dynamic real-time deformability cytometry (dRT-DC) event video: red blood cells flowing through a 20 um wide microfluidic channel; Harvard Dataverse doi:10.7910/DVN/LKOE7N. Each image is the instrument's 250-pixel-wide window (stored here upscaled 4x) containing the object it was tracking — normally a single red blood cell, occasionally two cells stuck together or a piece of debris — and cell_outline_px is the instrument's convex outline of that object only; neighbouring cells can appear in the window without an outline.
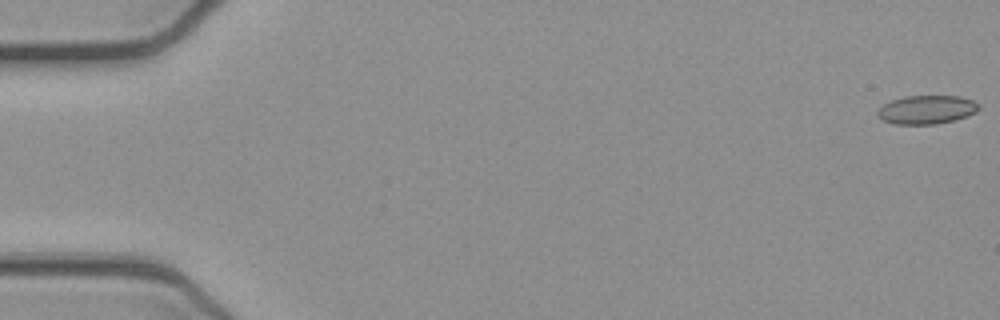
{"species": "common noctule bat (a hibernating species)", "species_latin": "Nyctalus noctula", "temperature_condition": "cold", "stored_images_in_passage": 53, "camera_frame_rate_fps": 3000, "um_per_image_px": 0.085, "animal": {"sex": "female", "body_mass_g": 21.9}, "frame": {"image": 1, "passage_image": 1, "time_ms": 0.0, "image_size_px": [1000, 320], "cell_outline_px": [[980, 108], [976, 112], [968, 116], [956, 120], [936, 124], [896, 124], [884, 120], [876, 116], [876, 112], [884, 104], [892, 100], [904, 96], [960, 96], [972, 100], [980, 104]], "centroid_in_image_um": [78.8, 9.32], "position_along_channel_um": 6.2, "area_um2": 16.99}}
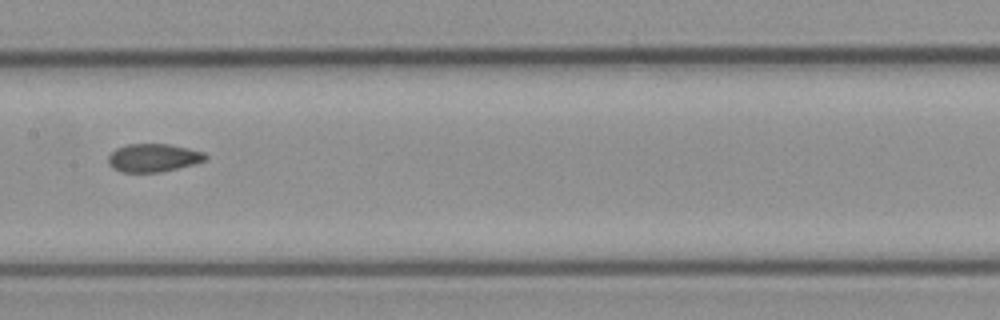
{"frame": {"image": 2, "passage_image": 27, "time_ms": 8.667, "image_size_px": [1000, 320], "cell_outline_px": [[208, 156], [204, 160], [192, 164], [160, 172], [120, 172], [112, 168], [108, 164], [108, 156], [116, 148], [128, 144], [168, 144], [188, 148], [204, 152]], "centroid_in_image_um": [12.99, 13.41], "position_along_channel_um": 194.4, "area_um2": 15.84}}
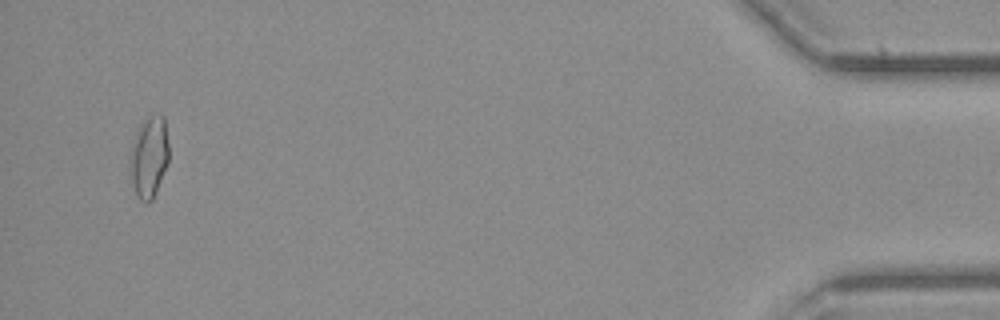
{"frame": {"image": 3, "passage_image": 51, "time_ms": 16.667, "image_size_px": [1000, 320], "cell_outline_px": [[168, 164], [156, 192], [152, 200], [148, 204], [144, 204], [140, 200], [136, 192], [128, 168], [128, 160], [132, 144], [136, 132], [140, 124], [148, 116], [160, 112], [164, 116], [168, 144]], "centroid_in_image_um": [12.66, 13.33], "position_along_channel_um": 422.5, "area_um2": 18.79}, "authors_computed_cell_mechanics": {"area_um2": 16.762, "velocity_mm_per_s": 3.917, "shape_relaxation_time_tau1_ms": null, "shape_relaxation_time_tau2_ms": 3.1891, "deformation_change_tau1": null, "deformation_change_tau2": 0.0725}}